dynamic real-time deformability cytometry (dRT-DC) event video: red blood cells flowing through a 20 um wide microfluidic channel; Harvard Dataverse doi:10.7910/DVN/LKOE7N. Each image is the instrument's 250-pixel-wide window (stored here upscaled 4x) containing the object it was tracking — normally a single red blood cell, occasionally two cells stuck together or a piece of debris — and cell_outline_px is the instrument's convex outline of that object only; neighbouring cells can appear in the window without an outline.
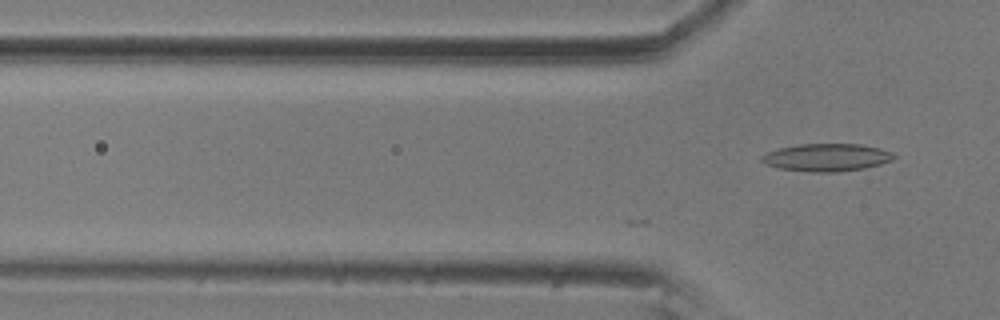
{"species": "common noctule bat (a hibernating species)", "species_latin": "Nyctalus noctula", "temperature_condition": "room temperature", "stored_images_in_passage": 16, "camera_frame_rate_fps": 3000, "um_per_image_px": 0.085, "animal": {"sex": "male", "body_mass_g": 20.5, "forearm_length_mm": 52.5}, "frame": {"image": 1, "passage_image": 16, "time_ms": 5.0, "image_size_px": [1000, 320], "cell_outline_px": [[896, 156], [892, 160], [880, 164], [864, 168], [836, 172], [808, 172], [780, 168], [768, 164], [760, 160], [760, 156], [768, 152], [780, 148], [800, 144], [860, 144], [880, 148], [892, 152]], "centroid_in_image_um": [70.29, 13.38], "position_along_channel_um": 55.5, "area_um2": 21.15}}